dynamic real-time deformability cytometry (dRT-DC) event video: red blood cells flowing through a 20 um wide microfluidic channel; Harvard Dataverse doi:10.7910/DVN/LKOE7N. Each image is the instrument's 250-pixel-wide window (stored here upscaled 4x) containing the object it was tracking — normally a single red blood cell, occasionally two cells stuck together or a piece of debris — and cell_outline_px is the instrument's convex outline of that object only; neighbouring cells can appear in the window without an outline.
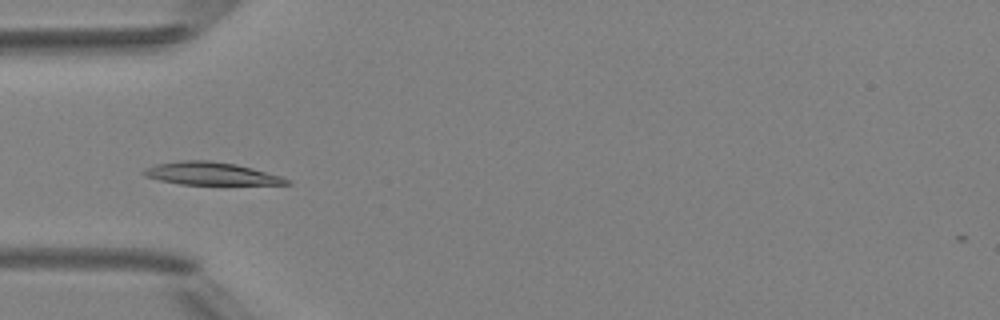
{"species": "Egyptian fruit bat (a non-hibernating species)", "species_latin": "Rousettus aegyptiacus", "temperature_condition": "room temperature", "stored_images_in_passage": 5, "camera_frame_rate_fps": 3000, "um_per_image_px": 0.085, "animal": {"sex": "female"}, "frame": {"image": 1, "passage_image": 5, "time_ms": 4.667, "image_size_px": [1000, 320], "cell_outline_px": [[292, 184], [180, 184], [160, 180], [144, 176], [140, 172], [144, 168], [156, 164], [180, 160], [208, 160], [236, 164], [252, 168], [280, 176], [288, 180]], "centroid_in_image_um": [17.85, 14.74], "position_along_channel_um": 67.2, "area_um2": 18.73}}